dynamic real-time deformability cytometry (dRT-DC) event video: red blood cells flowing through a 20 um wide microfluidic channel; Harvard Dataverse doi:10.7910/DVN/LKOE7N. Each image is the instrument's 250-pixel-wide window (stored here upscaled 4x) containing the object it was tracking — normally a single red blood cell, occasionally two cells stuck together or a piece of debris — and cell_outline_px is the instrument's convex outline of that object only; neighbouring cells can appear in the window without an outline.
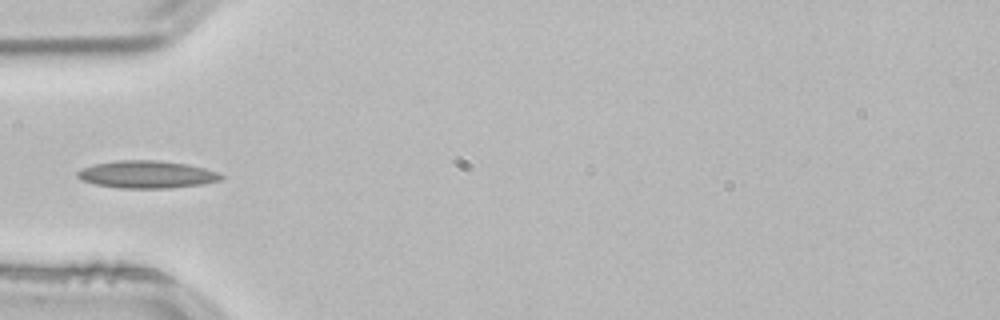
{"species": "common noctule bat (a hibernating species)", "species_latin": "Nyctalus noctula", "temperature_condition": "room temperature", "stored_images_in_passage": 37, "camera_frame_rate_fps": 3000, "um_per_image_px": 0.085, "animal": {"sex": "male", "body_mass_g": 21.5, "forearm_length_mm": 52.0}, "frame": {"image": 1, "passage_image": 1, "time_ms": 0.0, "image_size_px": [1000, 320], "cell_outline_px": [[224, 180], [200, 184], [168, 188], [120, 188], [96, 184], [80, 180], [76, 176], [76, 172], [80, 168], [92, 164], [116, 160], [156, 160], [188, 164], [204, 168], [216, 172], [224, 176]], "centroid_in_image_um": [12.43, 14.82], "position_along_channel_um": 72.6, "area_um2": 23.12}}
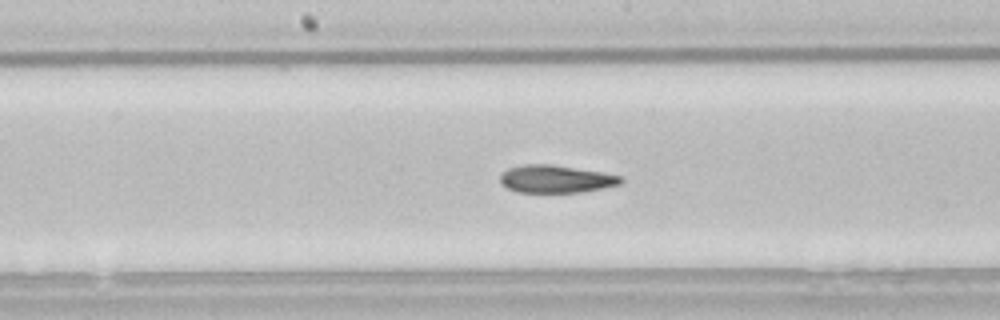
{"frame": {"image": 2, "passage_image": 11, "time_ms": 3.333, "image_size_px": [1000, 320], "cell_outline_px": [[624, 180], [620, 184], [584, 192], [516, 192], [500, 184], [500, 176], [508, 168], [524, 164], [548, 164], [600, 172], [624, 176]], "centroid_in_image_um": [47.24, 15.22], "position_along_channel_um": 201.0, "area_um2": 19.36}}
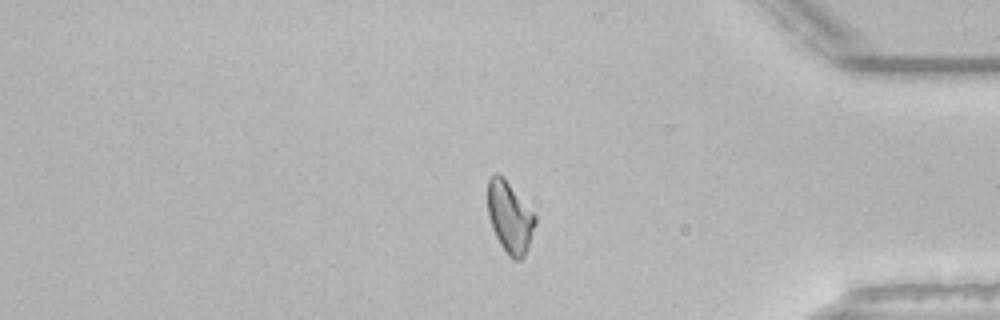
{"frame": {"image": 3, "passage_image": 28, "time_ms": 9.0, "image_size_px": [1000, 320], "cell_outline_px": [[536, 224], [528, 248], [524, 256], [520, 260], [512, 260], [508, 256], [500, 244], [492, 228], [488, 216], [488, 180], [496, 172], [508, 184], [536, 216]], "centroid_in_image_um": [43.33, 18.54], "position_along_channel_um": 391.9, "area_um2": 19.31}}